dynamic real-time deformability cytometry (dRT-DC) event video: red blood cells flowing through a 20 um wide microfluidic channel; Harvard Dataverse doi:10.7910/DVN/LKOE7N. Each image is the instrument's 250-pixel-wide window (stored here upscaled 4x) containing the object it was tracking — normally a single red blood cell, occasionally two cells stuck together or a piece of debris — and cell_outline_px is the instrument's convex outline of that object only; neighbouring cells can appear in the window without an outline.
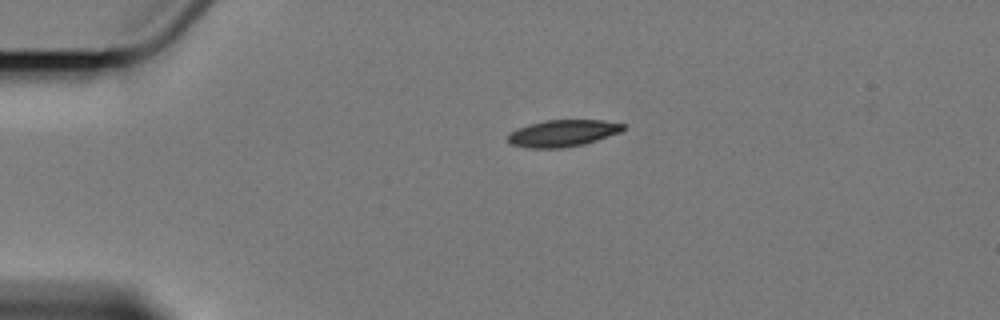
{"species": "Egyptian fruit bat (a non-hibernating species)", "species_latin": "Rousettus aegyptiacus", "temperature_condition": "cold", "stored_images_in_passage": 7, "camera_frame_rate_fps": 3000, "um_per_image_px": 0.085, "animal": {"sex": "female"}, "frame": {"image": 1, "passage_image": 1, "time_ms": 0.0, "image_size_px": [1000, 320], "cell_outline_px": [[624, 128], [620, 132], [584, 144], [564, 148], [528, 148], [508, 144], [508, 132], [516, 128], [528, 124], [544, 120], [604, 120], [624, 124]], "centroid_in_image_um": [47.77, 11.32], "position_along_channel_um": 37.2, "area_um2": 18.15}}
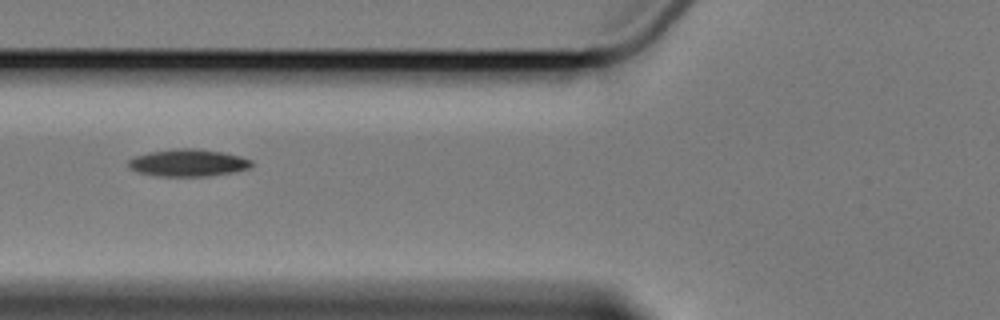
{"frame": {"image": 2, "passage_image": 4, "time_ms": 3.333, "image_size_px": [1000, 320], "cell_outline_px": [[252, 164], [248, 168], [232, 172], [208, 176], [156, 176], [136, 172], [128, 168], [128, 160], [136, 156], [148, 152], [176, 148], [196, 148], [220, 152], [240, 156], [252, 160]], "centroid_in_image_um": [15.93, 13.84], "position_along_channel_um": 109.9, "area_um2": 19.54}}
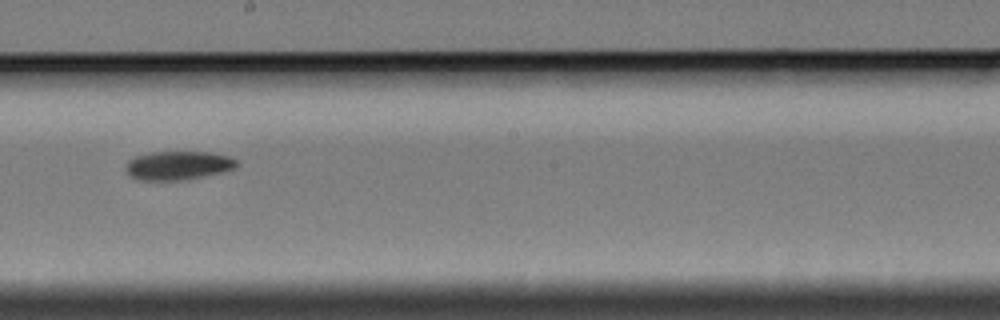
{"frame": {"image": 3, "passage_image": 7, "time_ms": 7.0, "image_size_px": [1000, 320], "cell_outline_px": [[240, 164], [236, 168], [188, 180], [136, 180], [128, 176], [124, 168], [128, 160], [136, 156], [152, 152], [212, 152], [228, 156], [236, 160]], "centroid_in_image_um": [15.11, 14.07], "position_along_channel_um": 233.1, "area_um2": 18.84}}